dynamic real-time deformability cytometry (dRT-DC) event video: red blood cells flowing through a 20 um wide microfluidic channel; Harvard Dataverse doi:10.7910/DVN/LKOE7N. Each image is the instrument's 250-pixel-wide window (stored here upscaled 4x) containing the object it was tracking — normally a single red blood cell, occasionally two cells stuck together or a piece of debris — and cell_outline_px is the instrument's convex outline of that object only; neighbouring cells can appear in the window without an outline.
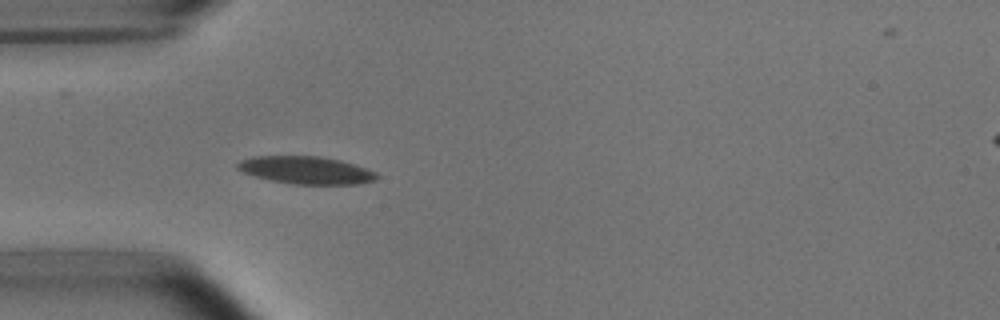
{"species": "common noctule bat (a hibernating species)", "species_latin": "Nyctalus noctula", "temperature_condition": "room temperature", "stored_images_in_passage": 5, "camera_frame_rate_fps": 3000, "um_per_image_px": 0.085, "animal": {"sex": "male", "body_mass_g": 15.6}, "frame": {"image": 1, "passage_image": 4, "time_ms": 3.667, "image_size_px": [1000, 320], "cell_outline_px": [[380, 176], [376, 180], [360, 184], [292, 184], [272, 180], [256, 176], [244, 172], [236, 168], [236, 164], [240, 160], [252, 156], [320, 156], [340, 160], [376, 172]], "centroid_in_image_um": [26.02, 14.46], "position_along_channel_um": 59.0, "area_um2": 22.31}}